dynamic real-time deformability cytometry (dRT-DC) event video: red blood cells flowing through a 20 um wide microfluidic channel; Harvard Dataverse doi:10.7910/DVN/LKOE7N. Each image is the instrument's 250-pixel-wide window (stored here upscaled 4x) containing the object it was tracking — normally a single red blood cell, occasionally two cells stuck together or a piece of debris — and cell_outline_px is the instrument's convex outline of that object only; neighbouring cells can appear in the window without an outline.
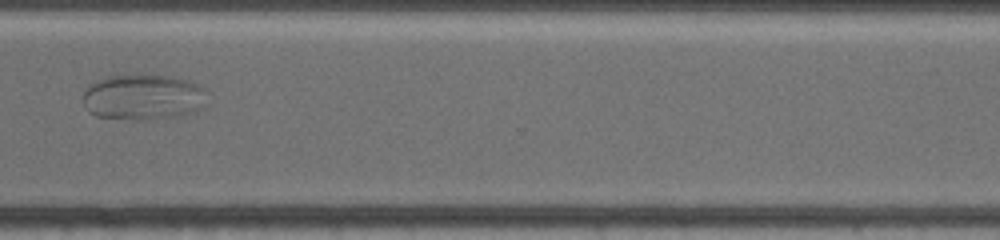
{"species": "common noctule bat (a hibernating species)", "species_latin": "Nyctalus noctula", "temperature_condition": "warm", "stored_images_in_passage": 25, "camera_frame_rate_fps": 3000, "um_per_image_px": 0.085, "animal": {"sex": "female", "body_mass_g": 19.5, "forearm_length_mm": 54.1}, "frame": {"image": 1, "passage_image": 22, "time_ms": 9.667, "image_size_px": [1000, 240], "cell_outline_px": [[204, 108], [192, 112], [172, 116], [140, 120], [96, 116], [88, 112], [84, 108], [84, 92], [96, 80], [108, 76], [136, 72], [140, 72], [176, 76], [188, 80], [204, 88]], "centroid_in_image_um": [12.15, 8.2], "position_along_channel_um": 358.5, "area_um2": 33.58}}